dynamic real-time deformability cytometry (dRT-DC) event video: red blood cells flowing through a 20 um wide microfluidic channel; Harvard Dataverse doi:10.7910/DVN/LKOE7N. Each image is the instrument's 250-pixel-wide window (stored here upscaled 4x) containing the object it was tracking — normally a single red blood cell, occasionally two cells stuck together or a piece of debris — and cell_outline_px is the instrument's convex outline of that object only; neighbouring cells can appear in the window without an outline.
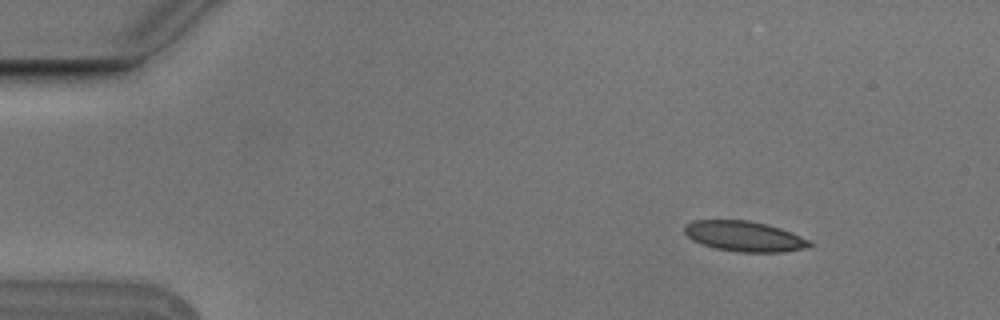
{"species": "Egyptian fruit bat (a non-hibernating species)", "species_latin": "Rousettus aegyptiacus", "temperature_condition": "cold", "stored_images_in_passage": 7, "camera_frame_rate_fps": 3000, "um_per_image_px": 0.085, "animal": {"sex": "male"}, "frame": {"image": 1, "passage_image": 1, "time_ms": 0.0, "image_size_px": [1000, 320], "cell_outline_px": [[812, 244], [808, 248], [784, 252], [736, 252], [716, 248], [692, 240], [684, 232], [684, 224], [692, 220], [748, 220], [768, 224], [792, 232], [812, 240]], "centroid_in_image_um": [63.3, 20.08], "position_along_channel_um": 21.7, "area_um2": 22.37}}
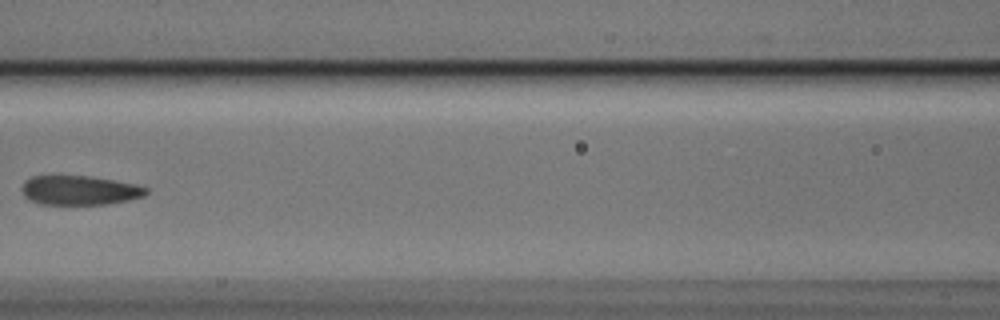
{"frame": {"image": 2, "passage_image": 6, "time_ms": 1.667, "image_size_px": [1000, 320], "cell_outline_px": [[148, 192], [144, 196], [128, 200], [108, 204], [40, 204], [28, 200], [24, 196], [24, 180], [32, 176], [88, 176], [136, 184], [148, 188]], "centroid_in_image_um": [6.78, 16.18], "position_along_channel_um": 159.8, "area_um2": 21.1}}
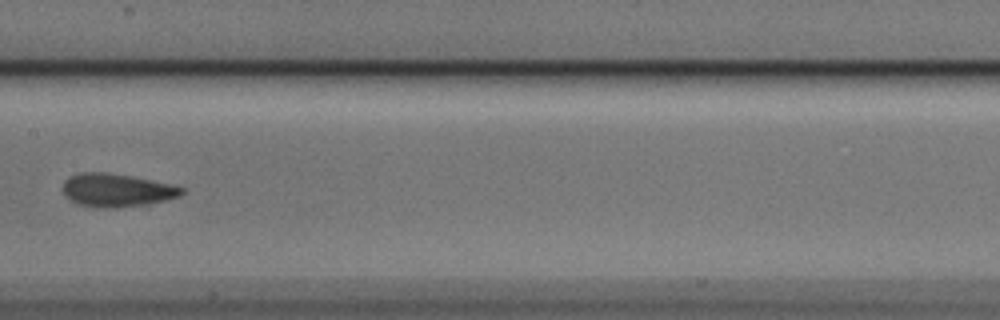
{"frame": {"image": 3, "passage_image": 7, "time_ms": 2.0, "image_size_px": [1000, 320], "cell_outline_px": [[184, 192], [180, 196], [168, 200], [148, 204], [112, 208], [100, 208], [76, 204], [64, 196], [64, 180], [68, 176], [80, 172], [104, 172], [128, 176], [168, 184], [184, 188]], "centroid_in_image_um": [9.87, 16.18], "position_along_channel_um": 197.5, "area_um2": 22.89}}